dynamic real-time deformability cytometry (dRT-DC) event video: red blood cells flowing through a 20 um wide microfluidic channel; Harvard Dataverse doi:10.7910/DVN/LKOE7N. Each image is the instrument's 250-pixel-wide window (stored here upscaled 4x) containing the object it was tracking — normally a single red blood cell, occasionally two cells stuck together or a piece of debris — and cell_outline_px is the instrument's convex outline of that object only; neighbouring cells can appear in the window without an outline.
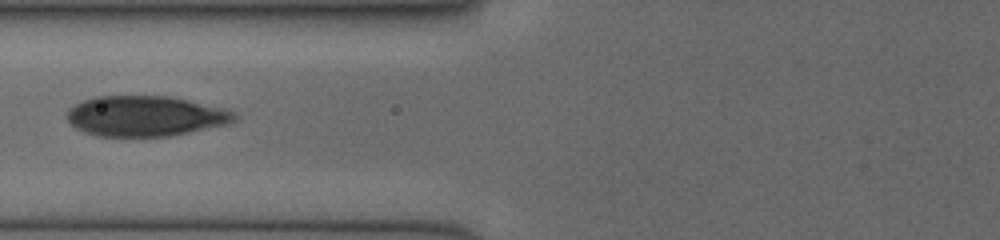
{"species": "human", "species_latin": "Homo sapiens", "temperature_condition": "cold", "stored_images_in_passage": 34, "camera_frame_rate_fps": 3000, "um_per_image_px": 0.085, "donor": {"sex": "female"}, "frame": {"image": 1, "passage_image": 13, "time_ms": 7.333, "image_size_px": [1000, 240], "cell_outline_px": [[240, 116], [236, 120], [228, 124], [168, 136], [96, 136], [84, 132], [68, 124], [64, 116], [76, 104], [84, 100], [96, 96], [168, 96], [188, 100], [224, 108], [236, 112]], "centroid_in_image_um": [12.35, 9.87], "position_along_channel_um": 113.4, "area_um2": 39.54}}
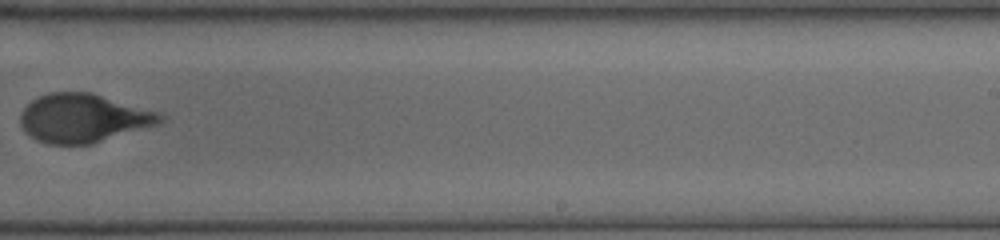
{"frame": {"image": 2, "passage_image": 20, "time_ms": 11.333, "image_size_px": [1000, 240], "cell_outline_px": [[164, 116], [156, 124], [92, 144], [48, 144], [36, 140], [24, 132], [20, 124], [20, 116], [24, 108], [32, 100], [40, 96], [52, 92], [92, 92], [156, 112]], "centroid_in_image_um": [7.0, 10.05], "position_along_channel_um": 282.0, "area_um2": 39.07}}
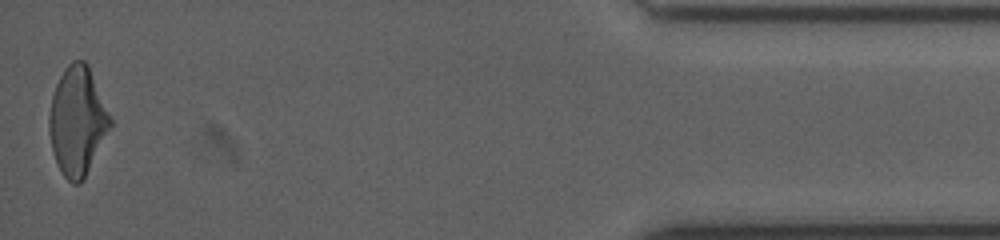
{"frame": {"image": 3, "passage_image": 33, "time_ms": 16.333, "image_size_px": [1000, 240], "cell_outline_px": [[112, 124], [84, 180], [80, 184], [72, 184], [64, 176], [56, 160], [52, 148], [48, 132], [48, 116], [52, 96], [56, 84], [64, 68], [72, 60], [84, 60], [88, 64], [112, 120]], "centroid_in_image_um": [6.57, 10.29], "position_along_channel_um": 428.6, "area_um2": 38.55}}